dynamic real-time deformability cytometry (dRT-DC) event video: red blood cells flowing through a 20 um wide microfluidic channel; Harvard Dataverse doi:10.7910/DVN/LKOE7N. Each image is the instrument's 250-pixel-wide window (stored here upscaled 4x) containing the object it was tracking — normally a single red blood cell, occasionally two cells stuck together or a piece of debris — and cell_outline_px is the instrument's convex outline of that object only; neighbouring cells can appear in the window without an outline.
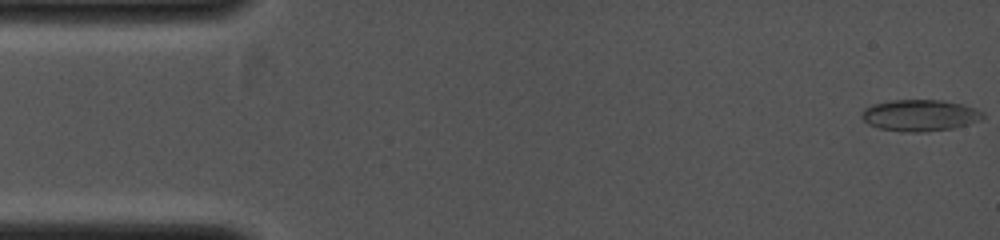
{"species": "common noctule bat (a hibernating species)", "species_latin": "Nyctalus noctula", "temperature_condition": "cold", "stored_images_in_passage": 42, "camera_frame_rate_fps": 4000, "um_per_image_px": 0.085, "animal": {"sex": "female", "body_mass_g": 19.0, "forearm_length_mm": 53.3}, "frame": {"image": 1, "passage_image": 1, "time_ms": 0.0, "image_size_px": [1000, 240], "cell_outline_px": [[984, 116], [980, 120], [968, 124], [952, 128], [924, 132], [908, 132], [880, 128], [868, 124], [860, 116], [860, 112], [864, 108], [872, 104], [892, 100], [940, 100], [964, 104], [976, 108], [984, 112]], "centroid_in_image_um": [78.19, 9.79], "position_along_channel_um": 6.8, "area_um2": 22.31}}
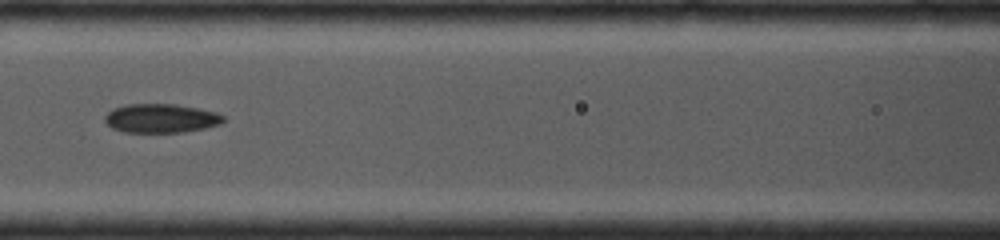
{"frame": {"image": 2, "passage_image": 19, "time_ms": 4.5, "image_size_px": [1000, 240], "cell_outline_px": [[224, 120], [220, 124], [204, 128], [184, 132], [124, 132], [112, 128], [104, 120], [104, 116], [112, 108], [128, 104], [176, 104], [216, 112], [224, 116]], "centroid_in_image_um": [13.66, 10.05], "position_along_channel_um": 152.9, "area_um2": 19.94}}
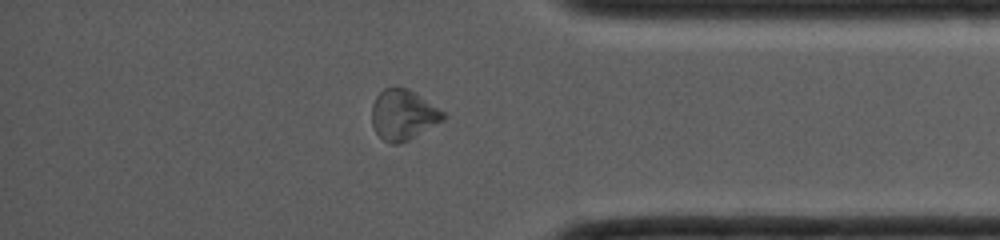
{"frame": {"image": 3, "passage_image": 36, "time_ms": 8.75, "image_size_px": [1000, 240], "cell_outline_px": [[448, 116], [444, 120], [408, 140], [400, 144], [392, 144], [384, 140], [376, 132], [372, 124], [372, 104], [376, 96], [384, 88], [396, 84], [408, 88], [444, 112]], "centroid_in_image_um": [34.26, 9.73], "position_along_channel_um": 400.9, "area_um2": 21.1}}